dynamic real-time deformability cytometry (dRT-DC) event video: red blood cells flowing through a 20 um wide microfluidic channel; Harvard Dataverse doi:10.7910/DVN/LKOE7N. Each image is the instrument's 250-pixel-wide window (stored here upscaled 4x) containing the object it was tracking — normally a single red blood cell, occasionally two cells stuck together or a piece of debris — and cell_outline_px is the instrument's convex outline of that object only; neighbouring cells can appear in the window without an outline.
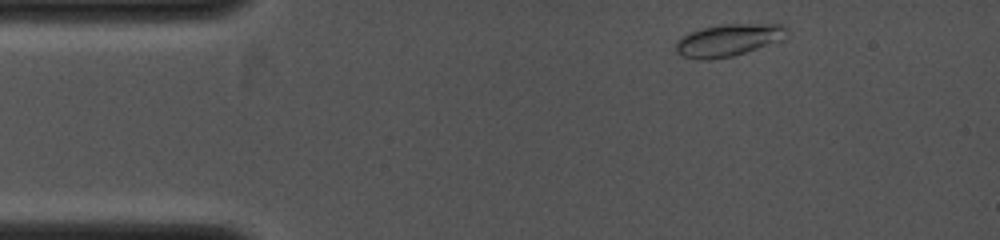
{"species": "common noctule bat (a hibernating species)", "species_latin": "Nyctalus noctula", "temperature_condition": "cold", "stored_images_in_passage": 11, "camera_frame_rate_fps": 4000, "um_per_image_px": 0.085, "animal": {"sex": "female", "body_mass_g": 19.0, "forearm_length_mm": 53.3}, "frame": {"image": 1, "passage_image": 1, "time_ms": 0.0, "image_size_px": [1000, 240], "cell_outline_px": [[788, 28], [784, 40], [732, 56], [708, 60], [704, 60], [680, 56], [676, 52], [676, 40], [688, 32], [704, 28], [724, 24], [784, 24]], "centroid_in_image_um": [61.91, 3.41], "position_along_channel_um": 23.1, "area_um2": 20.92}}
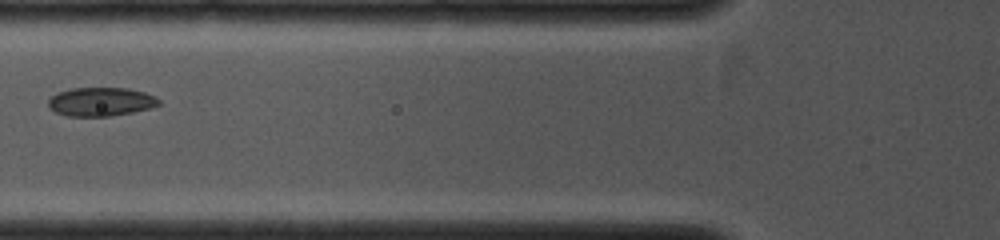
{"frame": {"image": 2, "passage_image": 7, "time_ms": 3.0, "image_size_px": [1000, 240], "cell_outline_px": [[160, 104], [148, 108], [132, 112], [108, 116], [64, 116], [48, 108], [48, 100], [56, 92], [72, 88], [128, 88], [144, 92], [156, 96], [160, 100]], "centroid_in_image_um": [8.54, 8.64], "position_along_channel_um": 117.3, "area_um2": 18.55}}
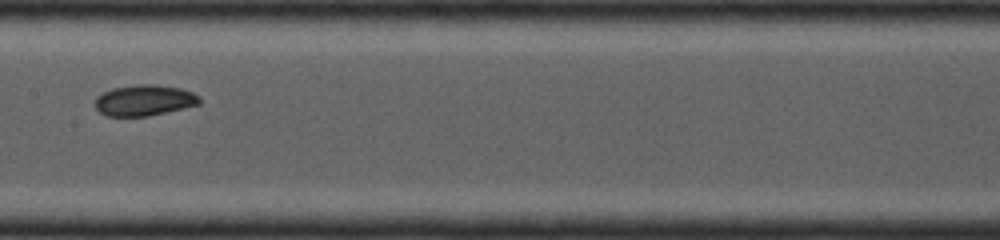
{"frame": {"image": 3, "passage_image": 10, "time_ms": 4.5, "image_size_px": [1000, 240], "cell_outline_px": [[200, 104], [184, 108], [148, 116], [104, 116], [96, 108], [96, 96], [112, 88], [136, 84], [156, 84], [180, 88], [192, 92], [200, 96]], "centroid_in_image_um": [12.27, 8.52], "position_along_channel_um": 195.1, "area_um2": 18.9}}